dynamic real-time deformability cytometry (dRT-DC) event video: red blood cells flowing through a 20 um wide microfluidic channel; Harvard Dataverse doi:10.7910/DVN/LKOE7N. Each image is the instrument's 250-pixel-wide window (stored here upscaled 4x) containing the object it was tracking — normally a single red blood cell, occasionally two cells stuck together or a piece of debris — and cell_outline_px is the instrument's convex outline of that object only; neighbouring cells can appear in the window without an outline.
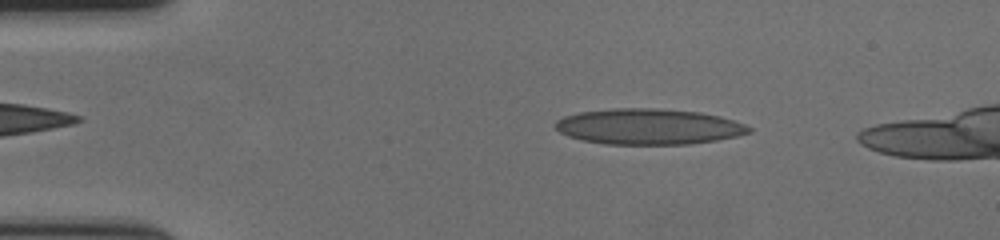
{"species": "human", "species_latin": "Homo sapiens", "temperature_condition": "cold", "stored_images_in_passage": 55, "camera_frame_rate_fps": 3000, "um_per_image_px": 0.085, "donor": {"sex": "female"}, "frame": {"image": 1, "passage_image": 9, "time_ms": 2.667, "image_size_px": [1000, 240], "cell_outline_px": [[752, 132], [736, 136], [716, 140], [688, 144], [604, 144], [580, 140], [568, 136], [560, 132], [556, 128], [556, 120], [564, 116], [580, 112], [616, 108], [652, 108], [700, 112], [720, 116], [744, 124], [752, 128]], "centroid_in_image_um": [55.12, 10.76], "position_along_channel_um": 29.9, "area_um2": 40.23}}
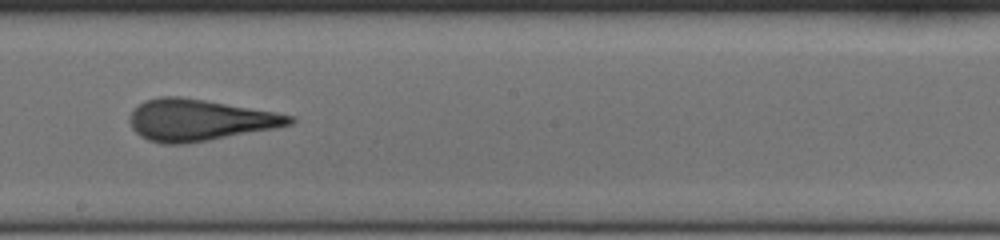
{"frame": {"image": 2, "passage_image": 31, "time_ms": 10.0, "image_size_px": [1000, 240], "cell_outline_px": [[296, 120], [292, 124], [276, 128], [208, 140], [184, 144], [160, 144], [148, 140], [140, 136], [132, 128], [128, 120], [128, 116], [144, 100], [160, 96], [180, 96], [276, 112], [296, 116]], "centroid_in_image_um": [16.94, 10.21], "position_along_channel_um": 231.3, "area_um2": 38.73}}
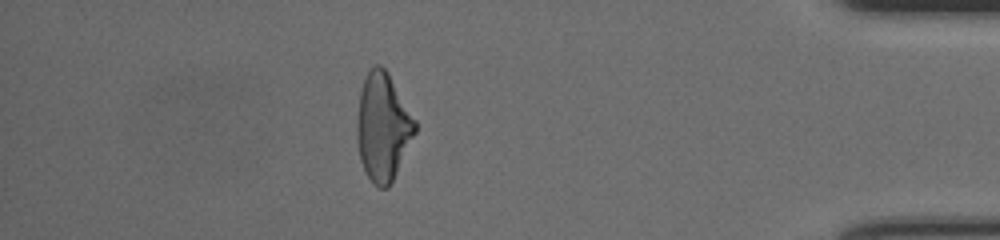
{"frame": {"image": 3, "passage_image": 49, "time_ms": 16.0, "image_size_px": [1000, 240], "cell_outline_px": [[416, 132], [388, 188], [380, 188], [372, 184], [360, 160], [356, 140], [356, 124], [360, 88], [372, 64], [380, 64], [388, 72], [416, 120]], "centroid_in_image_um": [32.52, 10.77], "position_along_channel_um": 402.7, "area_um2": 36.53}, "authors_computed_cell_mechanics": {"area_um2": 38.148, "velocity_mm_per_s": 3.5784, "shape_relaxation_time_tau1_ms": 4.8085, "shape_relaxation_time_tau2_ms": 1.3824, "deformation_change_tau1": 0.1913, "deformation_change_tau2": 0.1283}}